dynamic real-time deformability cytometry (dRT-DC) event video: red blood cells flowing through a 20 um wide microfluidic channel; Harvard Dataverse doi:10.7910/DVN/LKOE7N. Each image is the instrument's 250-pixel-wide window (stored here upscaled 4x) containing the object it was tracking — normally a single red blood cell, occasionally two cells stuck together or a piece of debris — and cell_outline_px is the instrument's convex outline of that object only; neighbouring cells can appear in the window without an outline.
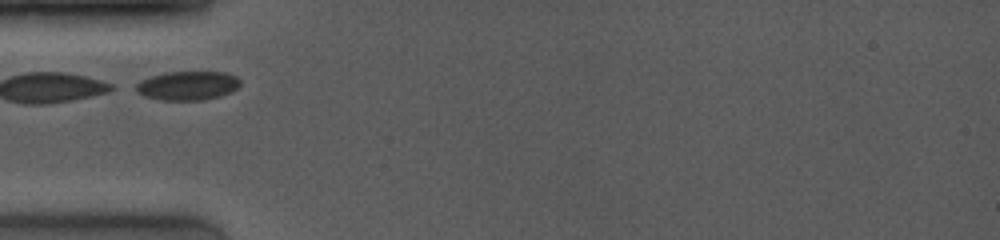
{"species": "common noctule bat (a hibernating species)", "species_latin": "Nyctalus noctula", "temperature_condition": "room temperature", "stored_images_in_passage": 9, "camera_frame_rate_fps": 4000, "um_per_image_px": 0.085, "animal": {"sex": "female", "body_mass_g": 19.0, "forearm_length_mm": 53.3}, "frame": {"image": 1, "passage_image": 1, "time_ms": 0.0, "image_size_px": [1000, 240], "cell_outline_px": [[240, 84], [232, 92], [220, 96], [204, 100], [160, 100], [144, 96], [128, 88], [140, 80], [164, 72], [224, 72], [236, 76], [240, 80]], "centroid_in_image_um": [15.87, 7.28], "position_along_channel_um": 69.1, "area_um2": 17.98}}